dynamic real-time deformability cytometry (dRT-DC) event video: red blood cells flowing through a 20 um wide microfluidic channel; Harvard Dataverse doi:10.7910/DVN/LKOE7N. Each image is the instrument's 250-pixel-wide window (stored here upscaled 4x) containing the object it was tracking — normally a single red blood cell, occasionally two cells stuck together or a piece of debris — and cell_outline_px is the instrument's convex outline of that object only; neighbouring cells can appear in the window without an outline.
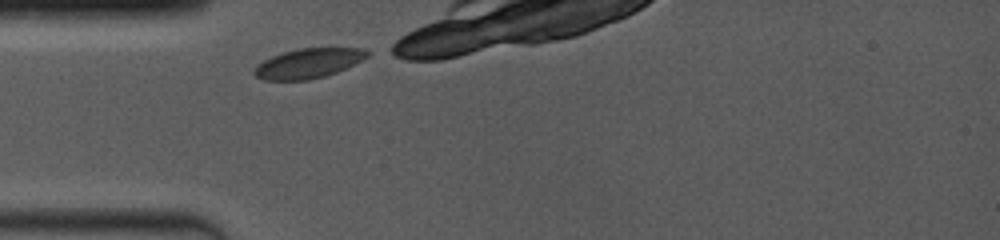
{"species": "common noctule bat (a hibernating species)", "species_latin": "Nyctalus noctula", "temperature_condition": "room temperature", "stored_images_in_passage": 4, "camera_frame_rate_fps": 4000, "um_per_image_px": 0.085, "animal": {"sex": "female", "body_mass_g": 19.0, "forearm_length_mm": 53.3}, "frame": {"image": 1, "passage_image": 1, "time_ms": 0.0, "image_size_px": [1000, 240], "cell_outline_px": [[368, 56], [336, 72], [324, 76], [308, 80], [264, 80], [256, 76], [252, 72], [252, 68], [264, 60], [272, 56], [284, 52], [300, 48], [364, 48], [368, 52]], "centroid_in_image_um": [26.15, 5.38], "position_along_channel_um": 58.9, "area_um2": 19.31}}